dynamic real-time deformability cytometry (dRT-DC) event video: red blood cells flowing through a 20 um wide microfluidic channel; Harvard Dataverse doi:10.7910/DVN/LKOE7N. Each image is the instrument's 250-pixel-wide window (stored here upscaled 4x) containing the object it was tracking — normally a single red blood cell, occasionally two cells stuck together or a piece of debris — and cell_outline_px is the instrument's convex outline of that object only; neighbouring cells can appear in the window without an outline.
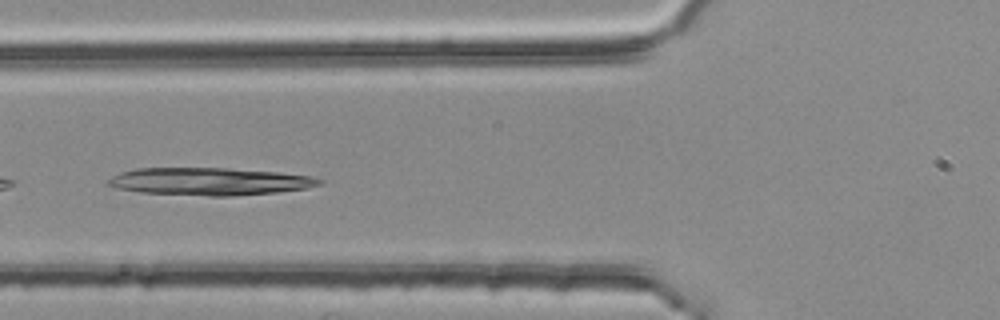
{"species": "common noctule bat (a hibernating species)", "species_latin": "Nyctalus noctula", "temperature_condition": "room temperature", "stored_images_in_passage": 4, "camera_frame_rate_fps": 3000, "um_per_image_px": 0.085, "animal": {"sex": "female", "body_mass_g": 25.1}, "frame": {"image": 1, "passage_image": 4, "time_ms": 1.0, "image_size_px": [1000, 320], "cell_outline_px": [[324, 184], [308, 188], [276, 192], [232, 196], [212, 196], [140, 192], [116, 188], [108, 184], [108, 180], [112, 176], [120, 172], [136, 168], [224, 168], [276, 172], [312, 176], [324, 180]], "centroid_in_image_um": [17.85, 15.42], "position_along_channel_um": 108.0, "area_um2": 33.81}}